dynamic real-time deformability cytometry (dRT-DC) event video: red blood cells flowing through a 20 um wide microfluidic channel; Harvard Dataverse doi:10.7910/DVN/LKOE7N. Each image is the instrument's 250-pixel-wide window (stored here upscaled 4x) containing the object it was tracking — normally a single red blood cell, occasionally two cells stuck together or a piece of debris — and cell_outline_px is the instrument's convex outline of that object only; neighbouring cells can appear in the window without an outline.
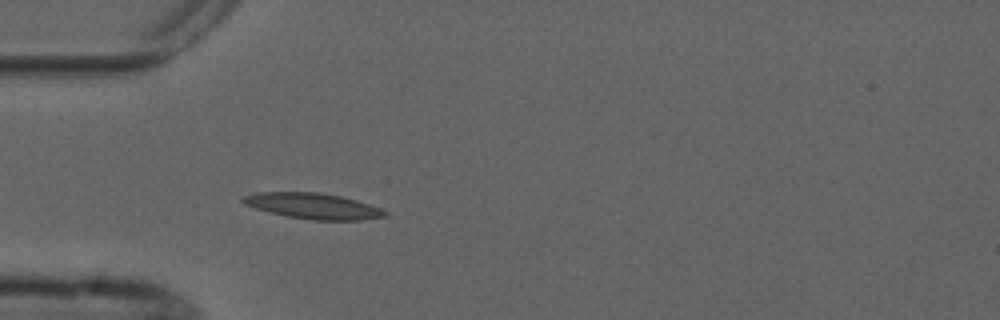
{"species": "common noctule bat (a hibernating species)", "species_latin": "Nyctalus noctula", "temperature_condition": "cold", "stored_images_in_passage": 4, "camera_frame_rate_fps": 3000, "um_per_image_px": 0.085, "animal": {"sex": "male", "forearm_length_mm": 52.5}, "frame": {"image": 1, "passage_image": 4, "time_ms": 4.667, "image_size_px": [1000, 320], "cell_outline_px": [[388, 216], [360, 220], [312, 220], [288, 216], [268, 212], [244, 204], [240, 200], [240, 196], [256, 192], [320, 192], [340, 196], [356, 200], [380, 208], [388, 212]], "centroid_in_image_um": [26.58, 17.5], "position_along_channel_um": 58.4, "area_um2": 21.39}}